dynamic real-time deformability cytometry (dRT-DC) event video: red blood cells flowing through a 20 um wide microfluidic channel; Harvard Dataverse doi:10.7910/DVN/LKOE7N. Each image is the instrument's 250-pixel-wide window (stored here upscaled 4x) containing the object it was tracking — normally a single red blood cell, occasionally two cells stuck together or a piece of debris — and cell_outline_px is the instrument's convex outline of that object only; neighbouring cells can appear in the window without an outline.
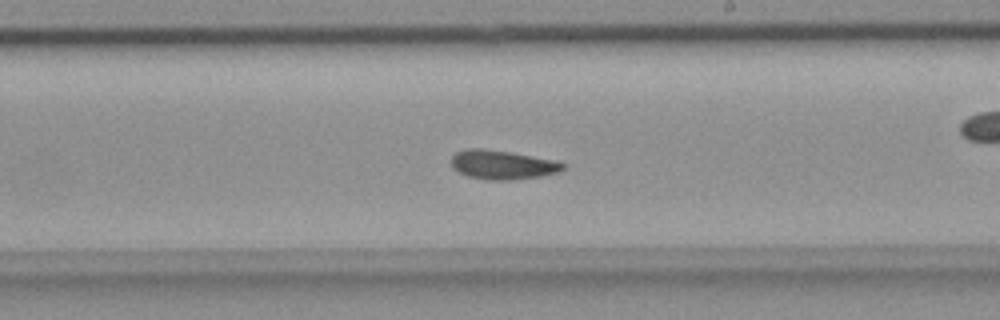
{"species": "common noctule bat (a hibernating species)", "species_latin": "Nyctalus noctula", "temperature_condition": "room temperature", "stored_images_in_passage": 57, "camera_frame_rate_fps": 3000, "um_per_image_px": 0.085, "animal": {"sex": "female", "body_mass_g": 18.4}, "frame": {"image": 1, "passage_image": 33, "time_ms": 10.667, "image_size_px": [1000, 320], "cell_outline_px": [[568, 164], [560, 172], [544, 176], [512, 180], [488, 180], [468, 176], [452, 168], [452, 156], [456, 152], [468, 148], [484, 148], [512, 152], [556, 160]], "centroid_in_image_um": [42.76, 14.0], "position_along_channel_um": 246.2, "area_um2": 19.25}, "authors_computed_cell_mechanics": {"area_um2": 18.9006, "velocity_mm_per_s": 3.6564, "shape_relaxation_time_tau1_ms": null, "shape_relaxation_time_tau2_ms": 4.6734, "deformation_change_tau1": null, "deformation_change_tau2": 0.1049}}